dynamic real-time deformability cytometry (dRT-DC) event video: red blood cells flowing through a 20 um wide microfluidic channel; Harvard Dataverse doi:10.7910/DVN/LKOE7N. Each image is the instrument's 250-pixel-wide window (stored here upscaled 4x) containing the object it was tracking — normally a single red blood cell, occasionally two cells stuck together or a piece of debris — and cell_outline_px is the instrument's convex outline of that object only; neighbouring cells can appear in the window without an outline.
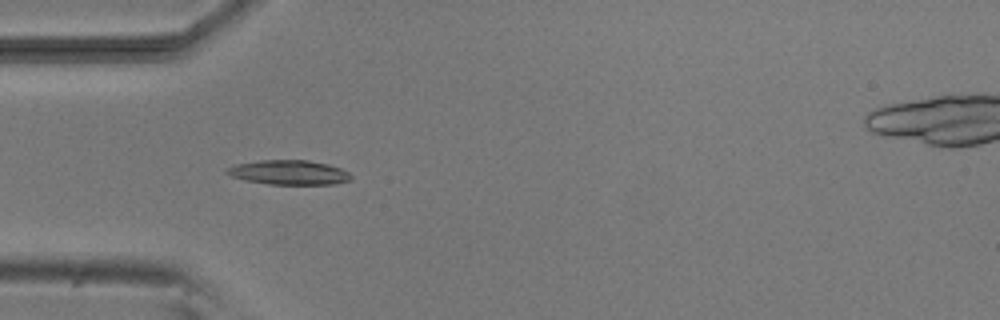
{"species": "common noctule bat (a hibernating species)", "species_latin": "Nyctalus noctula", "temperature_condition": "room temperature", "stored_images_in_passage": 4, "camera_frame_rate_fps": 3000, "um_per_image_px": 0.085, "animal": {"sex": "male", "body_mass_g": 20.5, "forearm_length_mm": 52.5}, "frame": {"image": 1, "passage_image": 3, "time_ms": 2.333, "image_size_px": [1000, 320], "cell_outline_px": [[352, 180], [336, 184], [268, 184], [244, 180], [232, 176], [224, 172], [224, 168], [236, 164], [260, 160], [308, 160], [328, 164], [340, 168], [348, 172], [352, 176]], "centroid_in_image_um": [24.55, 14.65], "position_along_channel_um": 60.5, "area_um2": 17.86}}
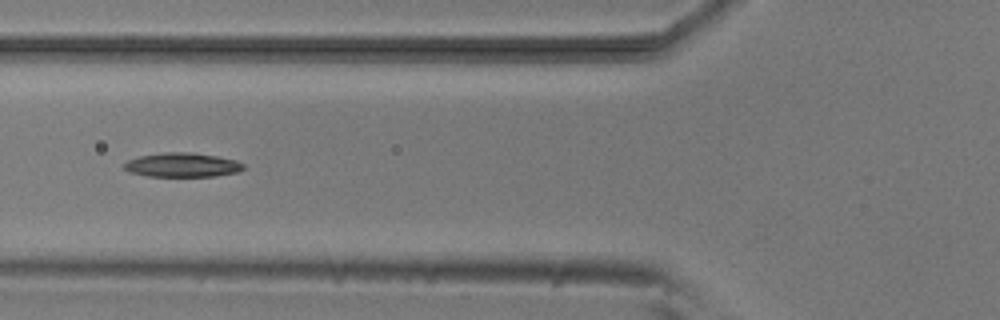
{"frame": {"image": 2, "passage_image": 4, "time_ms": 3.667, "image_size_px": [1000, 320], "cell_outline_px": [[244, 168], [236, 172], [216, 176], [148, 176], [128, 172], [124, 168], [124, 164], [128, 160], [140, 156], [164, 152], [188, 152], [216, 156], [236, 160], [244, 164]], "centroid_in_image_um": [15.48, 14.02], "position_along_channel_um": 110.3, "area_um2": 16.7}}